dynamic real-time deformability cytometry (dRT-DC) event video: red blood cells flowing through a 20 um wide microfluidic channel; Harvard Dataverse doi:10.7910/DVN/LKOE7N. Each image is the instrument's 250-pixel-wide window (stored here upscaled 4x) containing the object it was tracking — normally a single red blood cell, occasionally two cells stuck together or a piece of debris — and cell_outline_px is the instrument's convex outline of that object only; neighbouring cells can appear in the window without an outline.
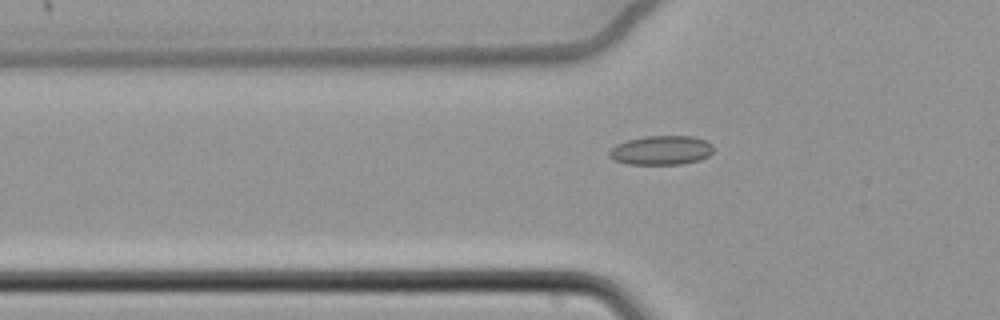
{"species": "common noctule bat (a hibernating species)", "species_latin": "Nyctalus noctula", "temperature_condition": "cold", "stored_images_in_passage": 63, "camera_frame_rate_fps": 3000, "um_per_image_px": 0.085, "animal": {"sex": "female", "body_mass_g": 22.7, "forearm_length_mm": 54.2}, "frame": {"image": 1, "passage_image": 23, "time_ms": 7.333, "image_size_px": [1000, 320], "cell_outline_px": [[712, 152], [708, 156], [700, 160], [680, 164], [628, 164], [612, 160], [608, 156], [608, 152], [616, 144], [628, 140], [644, 136], [692, 136], [704, 140], [712, 144]], "centroid_in_image_um": [56.17, 12.77], "position_along_channel_um": 69.6, "area_um2": 17.74}}
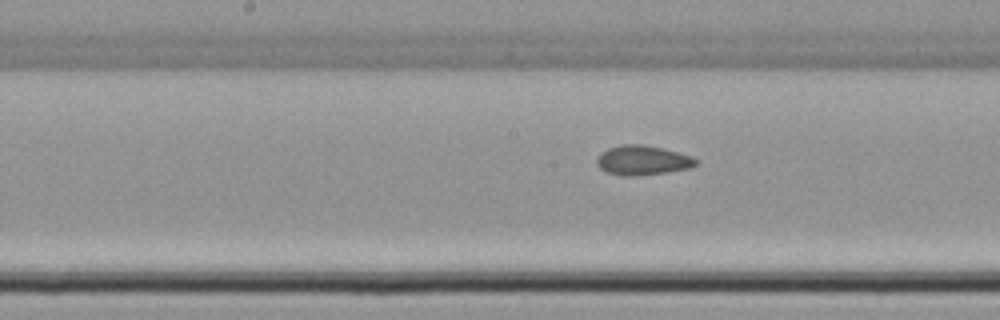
{"frame": {"image": 2, "passage_image": 34, "time_ms": 11.0, "image_size_px": [1000, 320], "cell_outline_px": [[696, 164], [688, 168], [668, 172], [632, 176], [624, 176], [608, 172], [600, 168], [596, 164], [596, 160], [600, 152], [608, 148], [620, 144], [640, 144], [664, 148], [692, 156], [696, 160]], "centroid_in_image_um": [54.58, 13.61], "position_along_channel_um": 193.6, "area_um2": 17.05}}
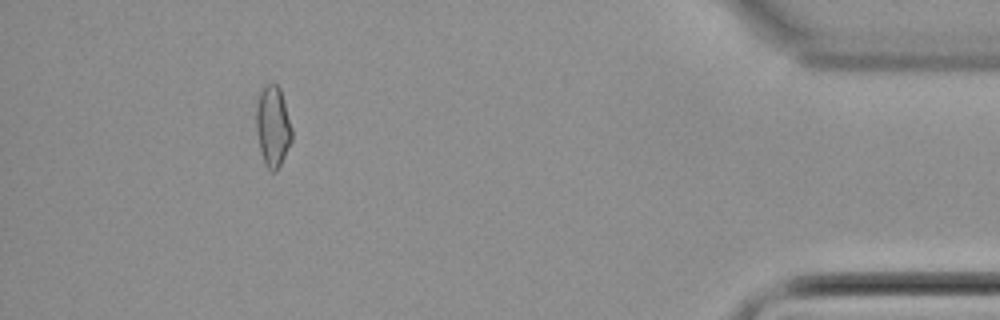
{"frame": {"image": 3, "passage_image": 58, "time_ms": 19.0, "image_size_px": [1000, 320], "cell_outline_px": [[292, 140], [276, 172], [272, 172], [264, 164], [260, 152], [256, 132], [256, 104], [260, 92], [268, 84], [276, 84], [280, 88], [292, 128]], "centroid_in_image_um": [23.18, 10.76], "position_along_channel_um": 412.0, "area_um2": 16.76}, "authors_computed_cell_mechanics": {"area_um2": 17.1088, "velocity_mm_per_s": 3.4188, "shape_relaxation_time_tau1_ms": null, "shape_relaxation_time_tau2_ms": 6.2249, "deformation_change_tau1": null, "deformation_change_tau2": 0.0958}}